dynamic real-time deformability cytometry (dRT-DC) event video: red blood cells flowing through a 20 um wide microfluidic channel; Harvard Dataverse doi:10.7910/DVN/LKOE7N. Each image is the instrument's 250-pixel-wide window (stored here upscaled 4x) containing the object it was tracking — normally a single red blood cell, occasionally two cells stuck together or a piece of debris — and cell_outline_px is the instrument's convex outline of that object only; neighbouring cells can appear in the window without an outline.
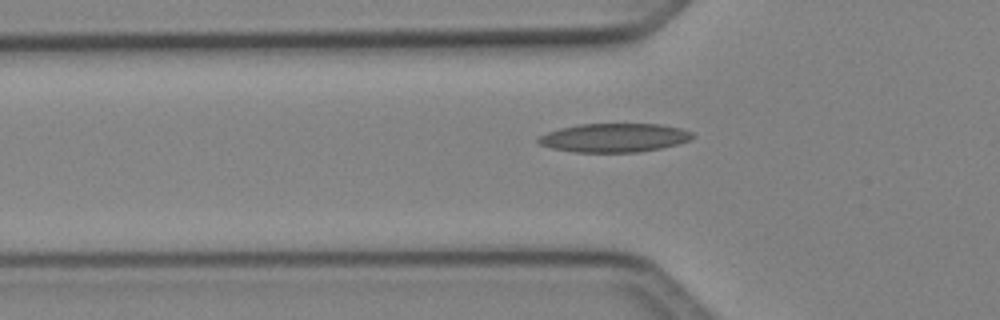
{"species": "Egyptian fruit bat (a non-hibernating species)", "species_latin": "Rousettus aegyptiacus", "temperature_condition": "cold", "stored_images_in_passage": 42, "camera_frame_rate_fps": 3000, "um_per_image_px": 0.085, "animal": {"sex": "female"}, "frame": {"image": 1, "passage_image": 14, "time_ms": 4.333, "image_size_px": [1000, 320], "cell_outline_px": [[696, 136], [692, 140], [680, 144], [640, 152], [576, 152], [552, 148], [540, 144], [536, 140], [540, 136], [548, 132], [560, 128], [580, 124], [660, 124], [680, 128], [692, 132]], "centroid_in_image_um": [52.27, 11.71], "position_along_channel_um": 73.5, "area_um2": 25.89}}
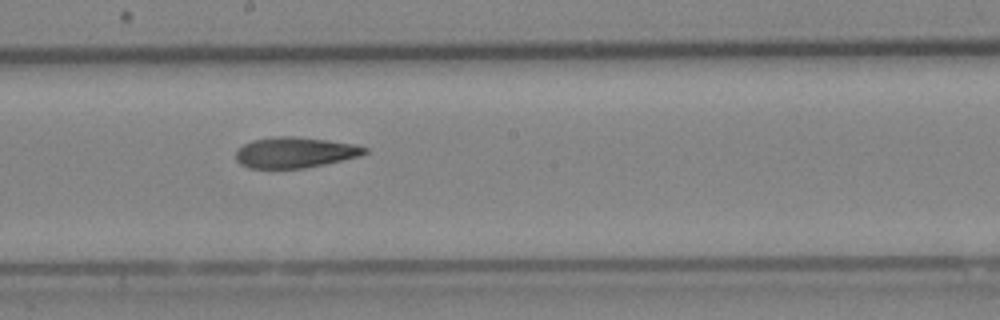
{"frame": {"image": 2, "passage_image": 25, "time_ms": 8.0, "image_size_px": [1000, 320], "cell_outline_px": [[368, 152], [360, 156], [324, 164], [304, 168], [248, 168], [240, 164], [236, 160], [236, 152], [244, 144], [252, 140], [272, 136], [296, 136], [328, 140], [356, 144], [368, 148]], "centroid_in_image_um": [25.08, 12.95], "position_along_channel_um": 223.1, "area_um2": 23.18}}
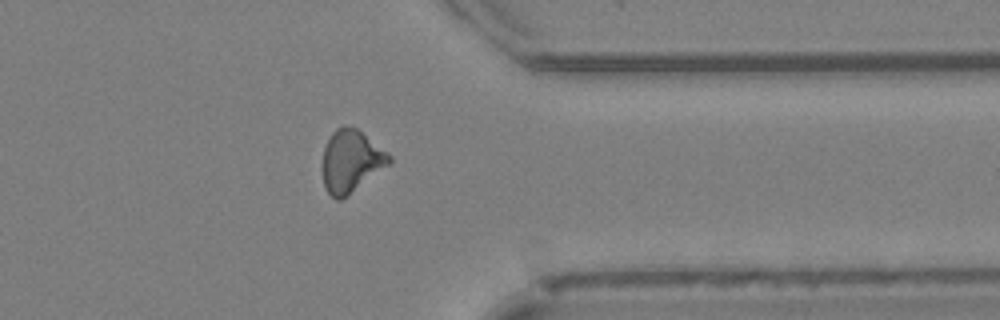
{"frame": {"image": 3, "passage_image": 37, "time_ms": 12.0, "image_size_px": [1000, 320], "cell_outline_px": [[392, 164], [348, 196], [340, 200], [336, 200], [324, 188], [324, 148], [332, 132], [336, 128], [344, 124], [348, 124], [356, 128], [388, 152], [392, 156]], "centroid_in_image_um": [29.89, 13.7], "position_along_channel_um": 381.5, "area_um2": 24.45}}